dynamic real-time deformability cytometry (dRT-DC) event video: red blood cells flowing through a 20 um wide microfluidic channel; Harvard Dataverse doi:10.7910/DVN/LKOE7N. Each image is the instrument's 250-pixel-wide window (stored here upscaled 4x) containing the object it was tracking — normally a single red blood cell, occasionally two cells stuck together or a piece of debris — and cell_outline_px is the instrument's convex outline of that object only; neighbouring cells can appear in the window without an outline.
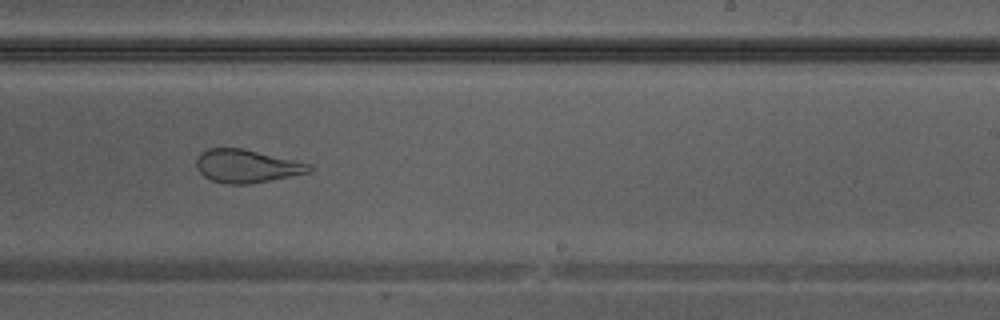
{"species": "Egyptian fruit bat (a non-hibernating species)", "species_latin": "Rousettus aegyptiacus", "temperature_condition": "warm", "stored_images_in_passage": 38, "camera_frame_rate_fps": 3000, "um_per_image_px": 0.085, "animal": {"sex": "male"}, "frame": {"image": 1, "passage_image": 27, "time_ms": 8.667, "image_size_px": [1000, 320], "cell_outline_px": [[312, 168], [308, 172], [252, 184], [224, 184], [212, 180], [204, 176], [196, 168], [196, 160], [200, 152], [208, 148], [244, 148], [312, 164]], "centroid_in_image_um": [20.94, 14.11], "position_along_channel_um": 268.1, "area_um2": 21.85}}